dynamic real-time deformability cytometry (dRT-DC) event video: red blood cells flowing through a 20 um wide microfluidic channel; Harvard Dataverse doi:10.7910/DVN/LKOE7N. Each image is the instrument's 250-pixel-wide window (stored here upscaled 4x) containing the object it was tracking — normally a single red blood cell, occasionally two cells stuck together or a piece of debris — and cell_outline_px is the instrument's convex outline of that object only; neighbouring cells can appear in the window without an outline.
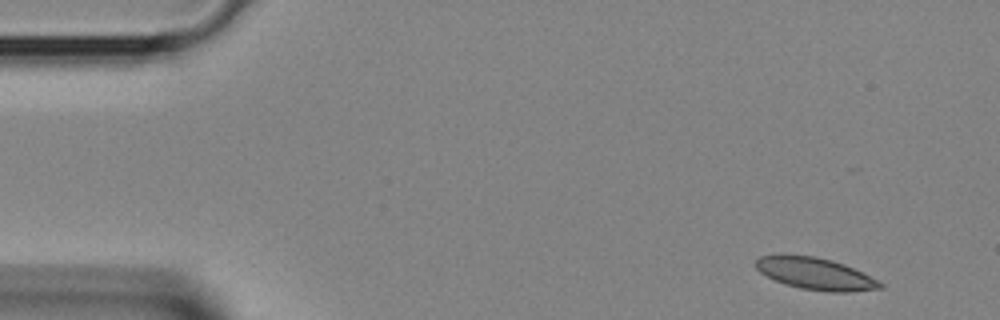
{"species": "Egyptian fruit bat (a non-hibernating species)", "species_latin": "Rousettus aegyptiacus", "temperature_condition": "room temperature", "stored_images_in_passage": 36, "camera_frame_rate_fps": 3000, "um_per_image_px": 0.085, "animal": {"sex": "female"}, "frame": {"image": 1, "passage_image": 1, "time_ms": 0.0, "image_size_px": [1000, 320], "cell_outline_px": [[884, 288], [848, 292], [828, 292], [800, 288], [784, 284], [760, 272], [756, 268], [756, 260], [760, 256], [780, 252], [816, 256], [832, 260], [844, 264], [884, 284]], "centroid_in_image_um": [69.24, 23.23], "position_along_channel_um": 15.8, "area_um2": 23.41}}
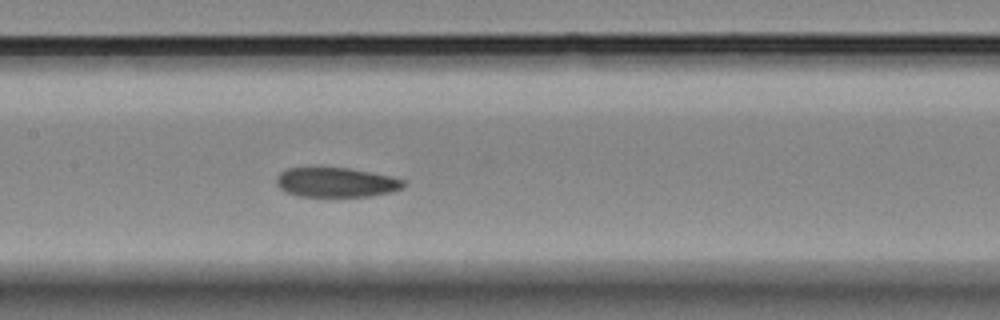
{"frame": {"image": 2, "passage_image": 16, "time_ms": 5.0, "image_size_px": [1000, 320], "cell_outline_px": [[404, 184], [400, 188], [388, 192], [372, 196], [300, 196], [288, 192], [280, 188], [276, 184], [276, 176], [280, 172], [288, 168], [348, 168], [388, 176], [404, 180]], "centroid_in_image_um": [28.51, 15.5], "position_along_channel_um": 178.9, "area_um2": 21.44}}
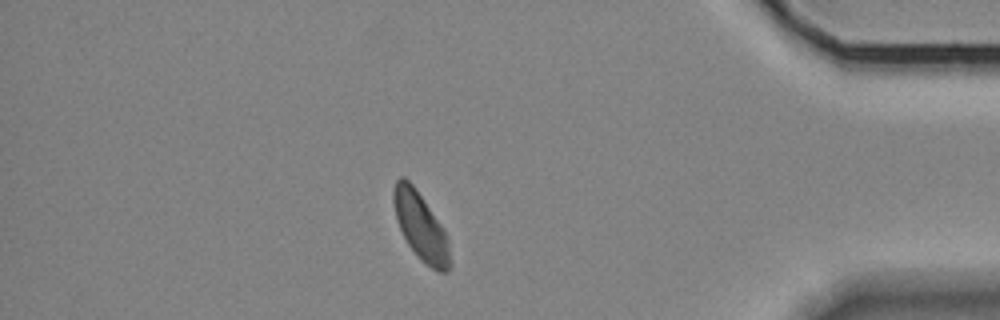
{"frame": {"image": 3, "passage_image": 31, "time_ms": 10.0, "image_size_px": [1000, 320], "cell_outline_px": [[452, 264], [448, 272], [436, 272], [408, 244], [396, 220], [392, 200], [392, 192], [396, 180], [400, 176], [404, 176], [412, 184], [444, 228], [448, 236]], "centroid_in_image_um": [35.78, 19.24], "position_along_channel_um": 399.4, "area_um2": 22.14}}